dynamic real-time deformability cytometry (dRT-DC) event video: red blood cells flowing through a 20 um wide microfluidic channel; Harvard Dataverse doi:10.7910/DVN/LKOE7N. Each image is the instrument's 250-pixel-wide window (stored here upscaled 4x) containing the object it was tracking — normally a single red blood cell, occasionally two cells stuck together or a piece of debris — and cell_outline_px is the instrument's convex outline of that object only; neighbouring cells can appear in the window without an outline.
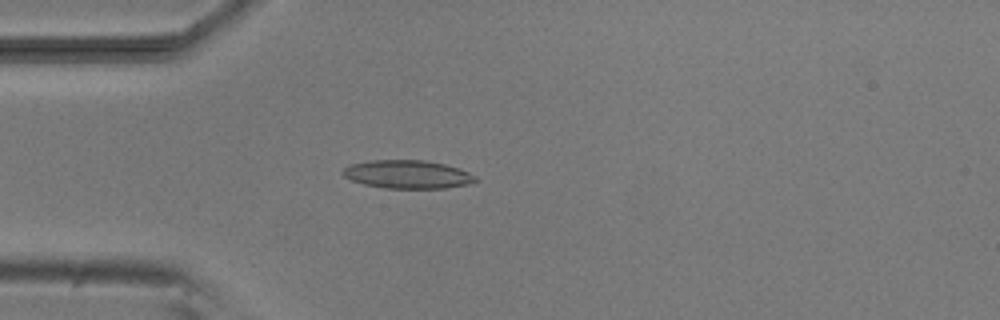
{"species": "common noctule bat (a hibernating species)", "species_latin": "Nyctalus noctula", "temperature_condition": "room temperature", "stored_images_in_passage": 3, "camera_frame_rate_fps": 3000, "um_per_image_px": 0.085, "animal": {"sex": "male", "body_mass_g": 20.5, "forearm_length_mm": 52.5}, "frame": {"image": 1, "passage_image": 3, "time_ms": 2.0, "image_size_px": [1000, 320], "cell_outline_px": [[480, 180], [468, 184], [444, 188], [384, 188], [364, 184], [352, 180], [344, 176], [340, 172], [344, 168], [352, 164], [368, 160], [424, 160], [444, 164], [460, 168], [476, 176]], "centroid_in_image_um": [34.66, 14.82], "position_along_channel_um": 50.3, "area_um2": 21.91}}